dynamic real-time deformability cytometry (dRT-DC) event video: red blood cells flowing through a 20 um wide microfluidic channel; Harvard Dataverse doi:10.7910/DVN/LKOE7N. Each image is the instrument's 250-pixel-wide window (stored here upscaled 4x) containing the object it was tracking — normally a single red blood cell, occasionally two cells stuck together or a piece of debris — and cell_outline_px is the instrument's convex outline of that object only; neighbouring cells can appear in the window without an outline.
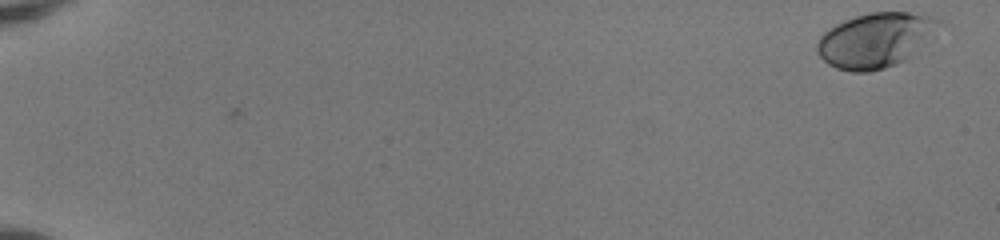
{"species": "human", "species_latin": "Homo sapiens", "temperature_condition": "room temperature", "stored_images_in_passage": 52, "camera_frame_rate_fps": 3000, "um_per_image_px": 0.085, "donor": {"sex": "female"}, "frame": {"image": 1, "passage_image": 1, "time_ms": 0.0, "image_size_px": [1000, 240], "cell_outline_px": [[944, 24], [908, 60], [884, 68], [868, 72], [852, 72], [836, 68], [828, 64], [816, 52], [816, 44], [820, 36], [828, 28], [844, 20], [856, 16], [872, 12], [908, 12], [936, 16]], "centroid_in_image_um": [74.45, 3.41], "position_along_channel_um": 10.6, "area_um2": 39.3}}
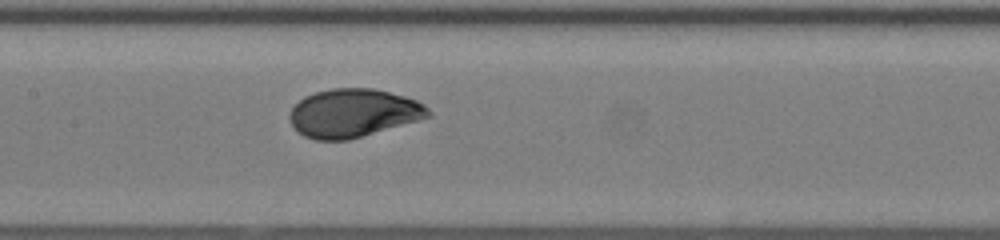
{"frame": {"image": 2, "passage_image": 28, "time_ms": 9.0, "image_size_px": [1000, 240], "cell_outline_px": [[432, 116], [348, 140], [316, 140], [304, 136], [292, 124], [288, 116], [292, 108], [304, 96], [316, 92], [332, 88], [372, 88], [404, 96], [416, 100], [424, 104], [432, 112]], "centroid_in_image_um": [30.03, 9.6], "position_along_channel_um": 177.4, "area_um2": 38.78}}
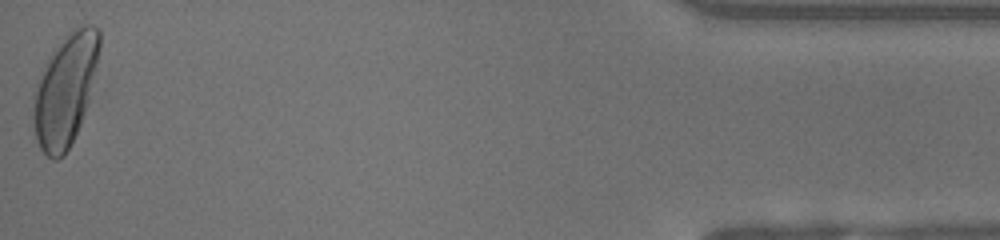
{"frame": {"image": 3, "passage_image": 52, "time_ms": 17.0, "image_size_px": [1000, 240], "cell_outline_px": [[100, 44], [96, 68], [88, 100], [80, 124], [64, 156], [56, 160], [52, 160], [40, 148], [36, 140], [32, 116], [32, 96], [48, 60], [52, 52], [76, 28], [84, 24], [92, 24], [100, 28]], "centroid_in_image_um": [5.54, 7.68], "position_along_channel_um": 429.7, "area_um2": 42.14}, "authors_computed_cell_mechanics": {"area_um2": 38.7838, "velocity_mm_per_s": 4.0687, "shape_relaxation_time_tau1_ms": 3.2506, "shape_relaxation_time_tau2_ms": null, "deformation_change_tau1": 0.1539, "deformation_change_tau2": null}}